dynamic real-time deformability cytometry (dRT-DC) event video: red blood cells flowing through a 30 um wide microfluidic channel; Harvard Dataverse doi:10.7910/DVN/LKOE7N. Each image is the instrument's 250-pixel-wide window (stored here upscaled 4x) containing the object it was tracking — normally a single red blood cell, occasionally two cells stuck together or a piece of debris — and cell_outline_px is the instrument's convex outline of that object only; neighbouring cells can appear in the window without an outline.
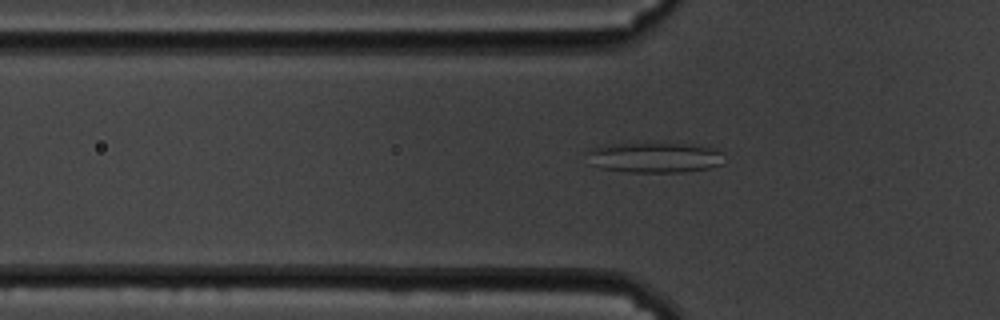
{"species": "common noctule bat (a hibernating species)", "species_latin": "Nyctalus noctula", "temperature_condition": "cold", "stored_images_in_passage": 58, "camera_frame_rate_fps": 3000, "um_per_image_px": 0.085, "animal": {"sex": "male", "body_mass_g": 19.5, "forearm_length_mm": 54.6}, "frame": {"image": 1, "passage_image": 19, "time_ms": 6.0, "image_size_px": [1000, 320], "cell_outline_px": [[724, 164], [708, 168], [680, 172], [628, 172], [604, 168], [588, 164], [588, 152], [592, 148], [608, 144], [668, 140], [700, 144], [712, 148], [720, 152]], "centroid_in_image_um": [55.66, 13.32], "position_along_channel_um": 70.1, "area_um2": 25.37}}
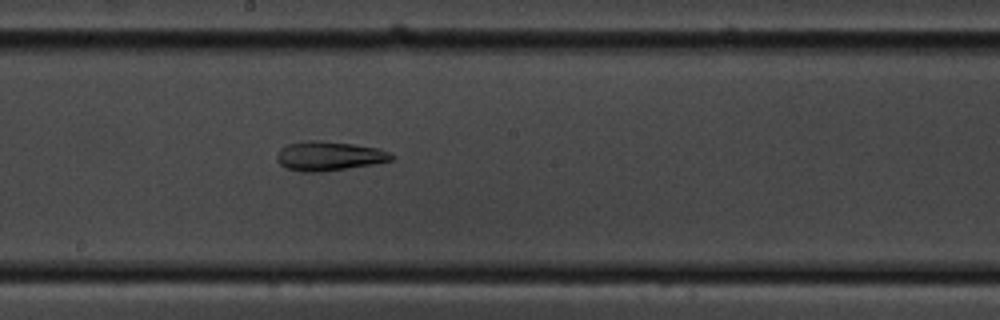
{"frame": {"image": 2, "passage_image": 32, "time_ms": 10.333, "image_size_px": [1000, 320], "cell_outline_px": [[396, 156], [392, 160], [372, 164], [320, 172], [300, 172], [288, 168], [280, 164], [276, 160], [276, 156], [280, 148], [288, 144], [308, 140], [320, 140], [352, 144], [380, 148]], "centroid_in_image_um": [27.95, 13.25], "position_along_channel_um": 220.2, "area_um2": 19.54}}
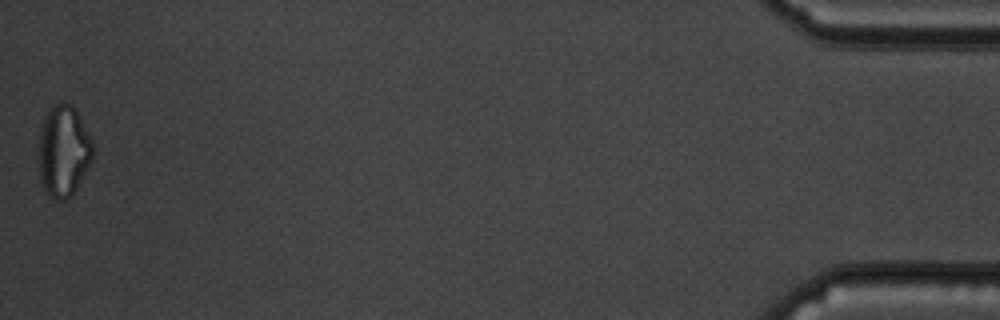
{"frame": {"image": 3, "passage_image": 58, "time_ms": 19.0, "image_size_px": [1000, 320], "cell_outline_px": [[92, 160], [72, 196], [68, 200], [56, 200], [44, 188], [40, 180], [40, 132], [48, 108], [60, 100], [72, 104], [76, 108], [92, 140]], "centroid_in_image_um": [5.42, 12.8], "position_along_channel_um": 429.8, "area_um2": 28.73}, "authors_computed_cell_mechanics": {"area_um2": 25.2586, "velocity_mm_per_s": 3.4613, "shape_relaxation_time_tau1_ms": null, "shape_relaxation_time_tau2_ms": 7.3774, "deformation_change_tau1": null, "deformation_change_tau2": 0.1688}}